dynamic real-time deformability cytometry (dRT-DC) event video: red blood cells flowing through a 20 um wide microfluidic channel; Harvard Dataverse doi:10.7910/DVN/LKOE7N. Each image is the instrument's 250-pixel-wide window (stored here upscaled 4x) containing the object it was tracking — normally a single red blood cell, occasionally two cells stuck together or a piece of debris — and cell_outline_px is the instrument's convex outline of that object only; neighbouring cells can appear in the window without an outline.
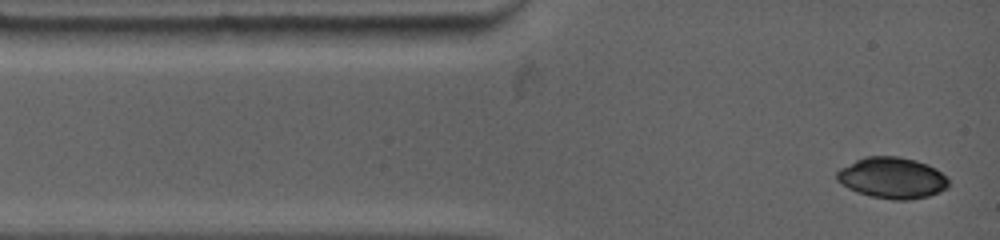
{"species": "common noctule bat (a hibernating species)", "species_latin": "Nyctalus noctula", "temperature_condition": "warm", "stored_images_in_passage": 4, "camera_frame_rate_fps": 4500, "um_per_image_px": 0.085, "animal": {"sex": "female", "body_mass_g": 19.0, "forearm_length_mm": 53.3}, "frame": {"image": 1, "passage_image": 1, "time_ms": 0.0, "image_size_px": [1000, 240], "cell_outline_px": [[948, 184], [944, 188], [928, 196], [908, 200], [892, 200], [872, 196], [856, 192], [848, 188], [836, 180], [836, 172], [840, 168], [864, 156], [900, 156], [916, 160], [928, 164], [936, 168], [948, 180]], "centroid_in_image_um": [75.79, 15.11], "position_along_channel_um": 9.2, "area_um2": 26.7}}
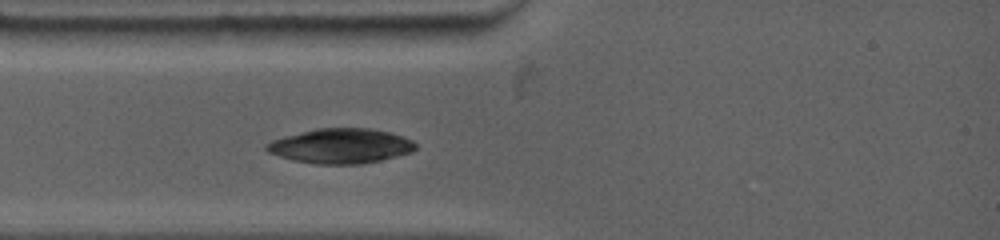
{"frame": {"image": 2, "passage_image": 4, "time_ms": 2.222, "image_size_px": [1000, 240], "cell_outline_px": [[416, 148], [412, 152], [380, 160], [360, 164], [316, 164], [292, 160], [268, 152], [264, 148], [264, 144], [272, 140], [284, 136], [316, 128], [372, 128], [388, 132], [412, 140], [416, 144]], "centroid_in_image_um": [28.93, 12.4], "position_along_channel_um": 56.1, "area_um2": 30.23}}